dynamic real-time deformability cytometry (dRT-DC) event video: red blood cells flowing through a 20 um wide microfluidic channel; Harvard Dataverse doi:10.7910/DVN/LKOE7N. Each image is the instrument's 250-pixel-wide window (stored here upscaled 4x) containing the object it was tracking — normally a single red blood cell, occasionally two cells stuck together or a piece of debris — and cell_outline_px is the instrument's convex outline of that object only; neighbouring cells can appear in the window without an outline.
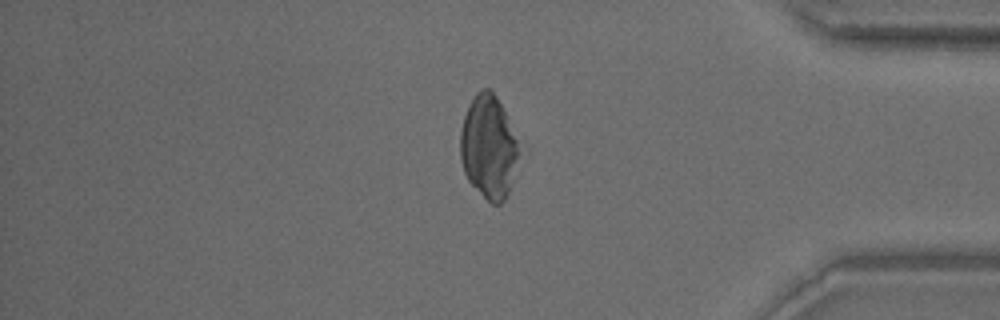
{"species": "common noctule bat (a hibernating species)", "species_latin": "Nyctalus noctula", "temperature_condition": "warm", "stored_images_in_passage": 47, "camera_frame_rate_fps": 3000, "um_per_image_px": 0.085, "animal": {"sex": "male", "body_mass_g": 18.8}, "frame": {"image": 1, "passage_image": 37, "time_ms": 12.0, "image_size_px": [1000, 320], "cell_outline_px": [[516, 156], [512, 184], [504, 200], [500, 204], [492, 204], [468, 180], [464, 172], [460, 160], [460, 132], [464, 116], [468, 104], [476, 92], [480, 88], [492, 88], [504, 112], [516, 140]], "centroid_in_image_um": [41.47, 12.46], "position_along_channel_um": 393.7, "area_um2": 34.56}}